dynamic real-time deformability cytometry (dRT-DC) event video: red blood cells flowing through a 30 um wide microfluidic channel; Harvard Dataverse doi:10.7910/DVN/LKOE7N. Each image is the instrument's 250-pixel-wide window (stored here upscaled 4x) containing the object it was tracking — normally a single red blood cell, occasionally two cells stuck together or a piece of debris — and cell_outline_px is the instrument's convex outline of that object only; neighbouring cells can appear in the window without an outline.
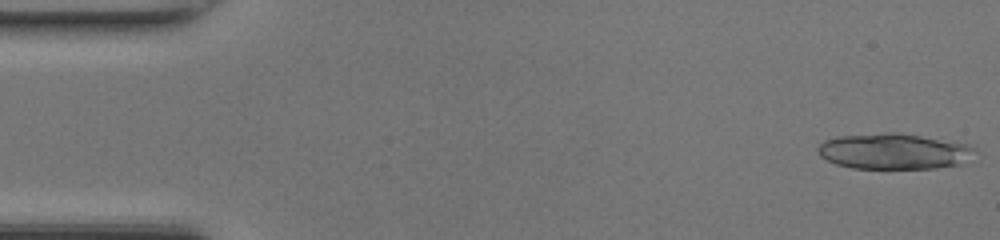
{"species": "common noctule bat (a hibernating species)", "species_latin": "Nyctalus noctula", "temperature_condition": "room temperature", "stored_images_in_passage": 23, "camera_frame_rate_fps": 3000, "um_per_image_px": 0.085, "animal": {"sex": "female", "body_mass_g": 17.0, "forearm_length_mm": 48.0}, "frame": {"image": 1, "passage_image": 1, "time_ms": 0.0, "image_size_px": [1000, 240], "cell_outline_px": [[976, 152], [960, 164], [936, 168], [852, 168], [836, 164], [820, 156], [816, 148], [824, 140], [836, 136], [884, 132], [892, 132], [920, 136], [968, 144], [976, 148]], "centroid_in_image_um": [75.94, 12.85], "position_along_channel_um": 9.1, "area_um2": 32.6}}
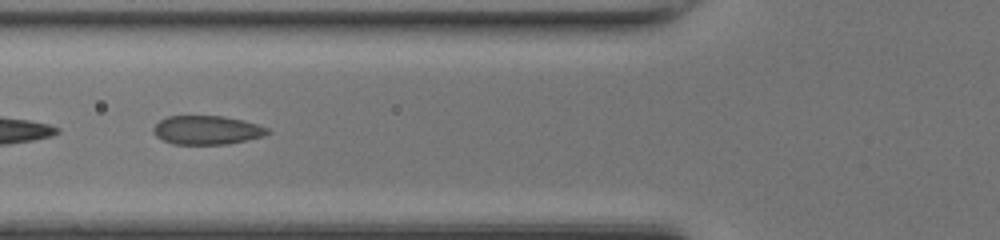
{"frame": {"image": 2, "passage_image": 18, "time_ms": 5.667, "image_size_px": [1000, 240], "cell_outline_px": [[272, 132], [264, 136], [228, 144], [172, 144], [156, 136], [152, 132], [152, 128], [160, 120], [168, 116], [220, 116], [244, 120], [268, 128]], "centroid_in_image_um": [17.59, 11.06], "position_along_channel_um": 108.2, "area_um2": 19.19}}